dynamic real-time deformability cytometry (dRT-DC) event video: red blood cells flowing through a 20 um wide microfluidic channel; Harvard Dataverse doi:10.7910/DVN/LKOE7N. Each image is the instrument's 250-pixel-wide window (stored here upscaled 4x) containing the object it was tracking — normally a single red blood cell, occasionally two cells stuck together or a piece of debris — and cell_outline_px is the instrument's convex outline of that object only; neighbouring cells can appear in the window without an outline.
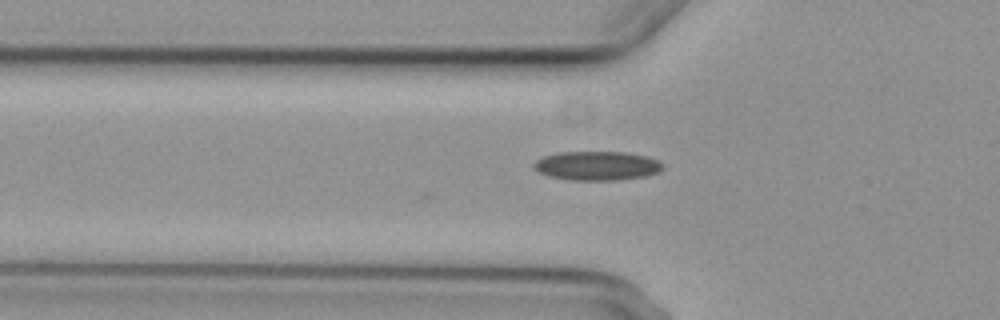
{"species": "common noctule bat (a hibernating species)", "species_latin": "Nyctalus noctula", "temperature_condition": "cold", "stored_images_in_passage": 5, "camera_frame_rate_fps": 3000, "um_per_image_px": 0.085, "animal": {"sex": "female", "body_mass_g": 29.2, "forearm_length_mm": 56.3}, "frame": {"image": 1, "passage_image": 5, "time_ms": 4.667, "image_size_px": [1000, 320], "cell_outline_px": [[664, 168], [656, 172], [644, 176], [620, 180], [572, 180], [548, 176], [532, 168], [532, 164], [536, 160], [544, 156], [560, 152], [624, 152], [644, 156], [660, 160], [664, 164]], "centroid_in_image_um": [50.73, 14.09], "position_along_channel_um": 75.1, "area_um2": 21.85}}